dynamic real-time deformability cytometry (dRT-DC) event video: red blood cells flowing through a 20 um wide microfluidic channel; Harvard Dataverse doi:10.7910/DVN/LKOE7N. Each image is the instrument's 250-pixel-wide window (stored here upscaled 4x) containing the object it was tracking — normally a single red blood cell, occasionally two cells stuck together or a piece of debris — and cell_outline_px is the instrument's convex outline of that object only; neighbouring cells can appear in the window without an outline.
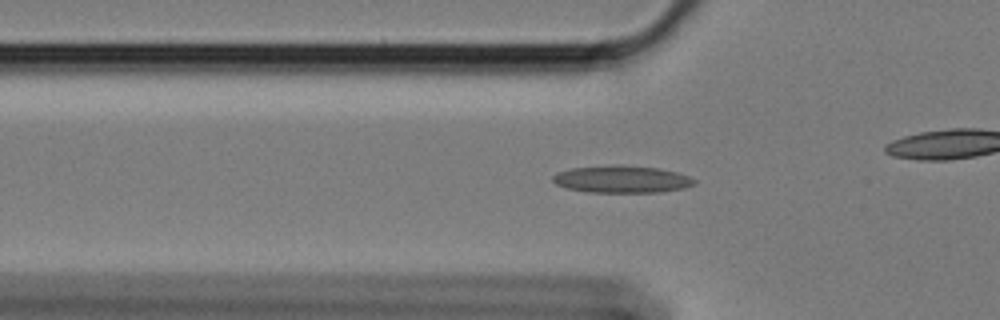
{"species": "Egyptian fruit bat (a non-hibernating species)", "species_latin": "Rousettus aegyptiacus", "temperature_condition": "cold", "stored_images_in_passage": 51, "camera_frame_rate_fps": 3000, "um_per_image_px": 0.085, "animal": {"sex": "female"}, "frame": {"image": 1, "passage_image": 10, "time_ms": 3.0, "image_size_px": [1000, 320], "cell_outline_px": [[696, 184], [684, 188], [656, 192], [588, 192], [568, 188], [556, 184], [552, 180], [552, 176], [556, 172], [572, 168], [620, 164], [656, 168], [676, 172], [688, 176], [696, 180]], "centroid_in_image_um": [52.83, 15.23], "position_along_channel_um": 73.0, "area_um2": 22.37}}
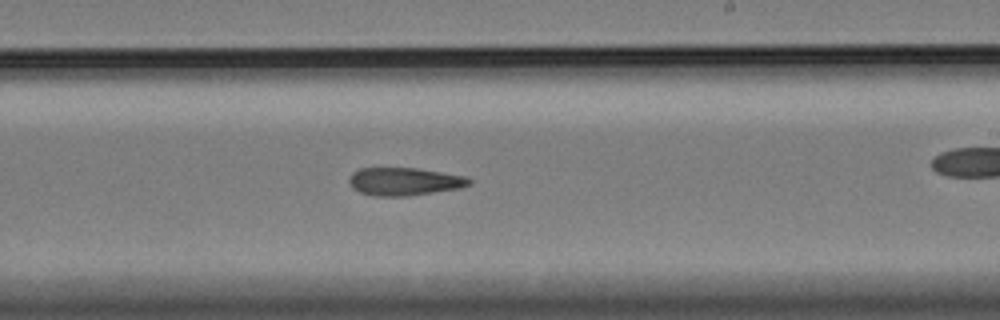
{"frame": {"image": 2, "passage_image": 26, "time_ms": 8.333, "image_size_px": [1000, 320], "cell_outline_px": [[472, 184], [460, 188], [408, 196], [376, 196], [360, 192], [352, 188], [348, 180], [352, 172], [360, 168], [416, 168], [464, 176], [472, 180]], "centroid_in_image_um": [34.35, 15.43], "position_along_channel_um": 254.6, "area_um2": 19.48}}
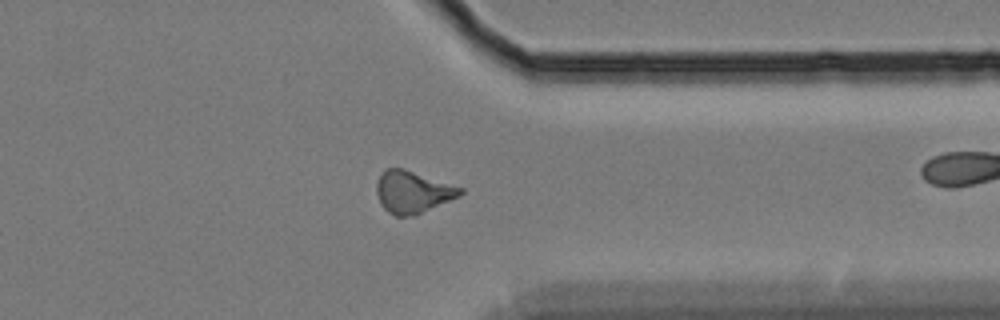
{"frame": {"image": 3, "passage_image": 37, "time_ms": 12.0, "image_size_px": [1000, 320], "cell_outline_px": [[464, 192], [460, 196], [412, 216], [396, 216], [388, 212], [380, 204], [376, 192], [376, 184], [380, 176], [388, 168], [404, 168], [464, 188]], "centroid_in_image_um": [35.08, 16.31], "position_along_channel_um": 376.3, "area_um2": 20.4}}